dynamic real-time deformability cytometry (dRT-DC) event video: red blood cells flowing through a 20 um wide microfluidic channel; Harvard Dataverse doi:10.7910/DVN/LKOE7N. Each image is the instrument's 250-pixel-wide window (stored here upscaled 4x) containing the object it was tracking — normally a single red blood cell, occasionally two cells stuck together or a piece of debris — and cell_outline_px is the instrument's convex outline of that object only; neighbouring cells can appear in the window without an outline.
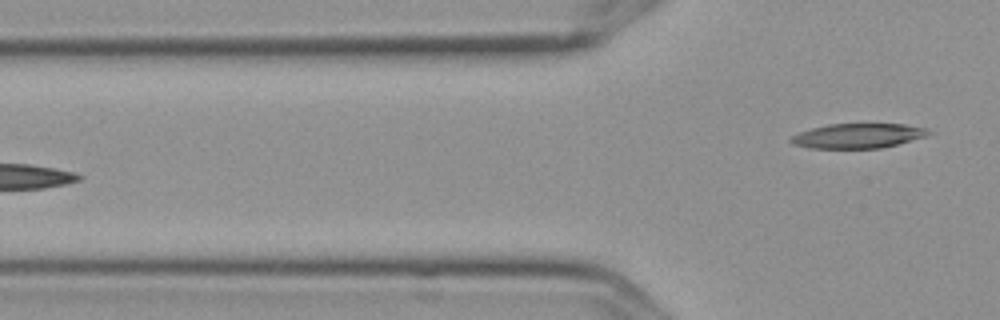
{"species": "Egyptian fruit bat (a non-hibernating species)", "species_latin": "Rousettus aegyptiacus", "temperature_condition": "cold", "stored_images_in_passage": 7, "camera_frame_rate_fps": 3000, "um_per_image_px": 0.085, "frame": {"image": 1, "passage_image": 7, "time_ms": 2.0, "image_size_px": [1000, 320], "cell_outline_px": [[932, 132], [928, 136], [880, 148], [808, 148], [792, 144], [788, 140], [792, 136], [800, 132], [812, 128], [828, 124], [904, 124], [928, 128]], "centroid_in_image_um": [72.93, 11.54], "position_along_channel_um": 52.9, "area_um2": 19.83}}